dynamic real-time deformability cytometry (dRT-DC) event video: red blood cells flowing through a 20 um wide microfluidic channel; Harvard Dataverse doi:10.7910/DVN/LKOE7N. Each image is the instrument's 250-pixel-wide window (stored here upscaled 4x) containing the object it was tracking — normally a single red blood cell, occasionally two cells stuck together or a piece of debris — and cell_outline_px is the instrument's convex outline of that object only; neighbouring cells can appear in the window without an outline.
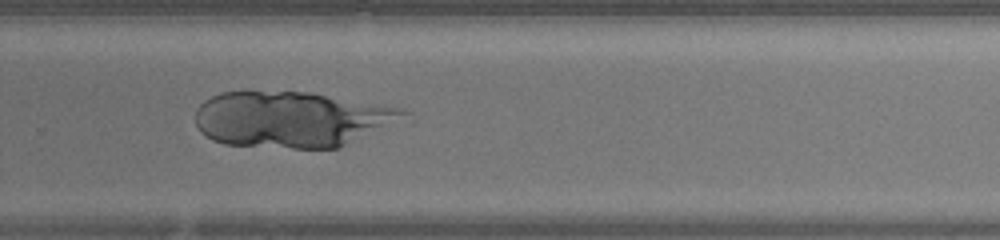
{"species": "human", "species_latin": "Homo sapiens", "temperature_condition": "warm", "stored_images_in_passage": 46, "camera_frame_rate_fps": 3000, "um_per_image_px": 0.085, "donor": {"sex": "female"}, "frame": {"image": 1, "passage_image": 30, "time_ms": 9.667, "image_size_px": [1000, 240], "cell_outline_px": [[412, 112], [340, 148], [292, 148], [224, 144], [212, 140], [200, 132], [196, 124], [196, 108], [204, 100], [220, 92], [248, 88], [312, 92], [400, 108]], "centroid_in_image_um": [24.65, 10.09], "position_along_channel_um": 305.2, "area_um2": 68.44}}
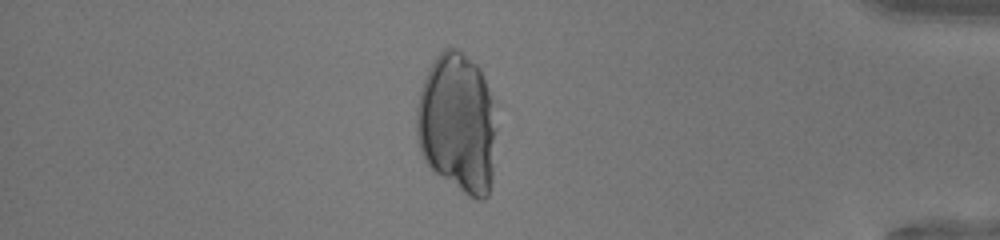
{"frame": {"image": 2, "passage_image": 39, "time_ms": 12.667, "image_size_px": [1000, 240], "cell_outline_px": [[496, 128], [492, 180], [488, 196], [484, 200], [476, 200], [468, 196], [436, 172], [424, 160], [420, 152], [416, 136], [416, 108], [420, 88], [428, 68], [436, 56], [444, 48], [456, 48], [476, 64], [480, 68], [492, 100]], "centroid_in_image_um": [38.87, 10.48], "position_along_channel_um": 396.3, "area_um2": 65.55}}